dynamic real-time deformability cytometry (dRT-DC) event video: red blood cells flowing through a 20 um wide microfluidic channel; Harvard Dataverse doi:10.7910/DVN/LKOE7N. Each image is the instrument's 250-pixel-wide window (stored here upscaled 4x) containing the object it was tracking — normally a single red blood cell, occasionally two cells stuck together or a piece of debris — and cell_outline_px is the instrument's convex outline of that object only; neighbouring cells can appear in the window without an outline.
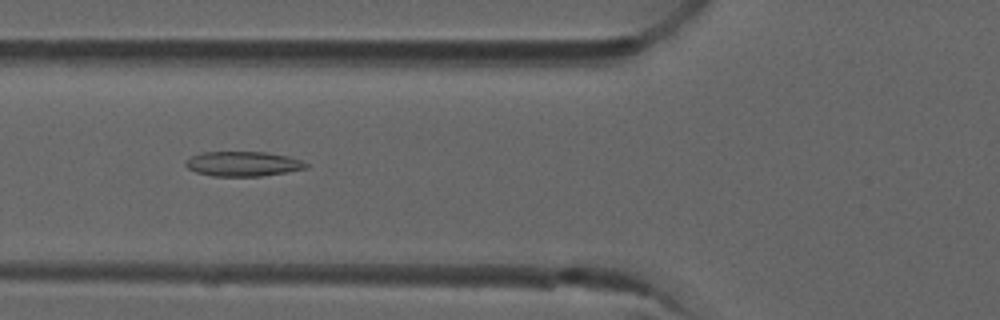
{"species": "common noctule bat (a hibernating species)", "species_latin": "Nyctalus noctula", "temperature_condition": "room temperature", "stored_images_in_passage": 8, "camera_frame_rate_fps": 3000, "um_per_image_px": 0.085, "animal": {"sex": "male", "forearm_length_mm": 52.5}, "frame": {"image": 1, "passage_image": 6, "time_ms": 1.667, "image_size_px": [1000, 320], "cell_outline_px": [[308, 168], [288, 172], [260, 176], [212, 176], [196, 172], [188, 168], [184, 164], [184, 160], [200, 152], [268, 152], [288, 156], [300, 160], [308, 164]], "centroid_in_image_um": [20.64, 13.92], "position_along_channel_um": 105.2, "area_um2": 17.51}}
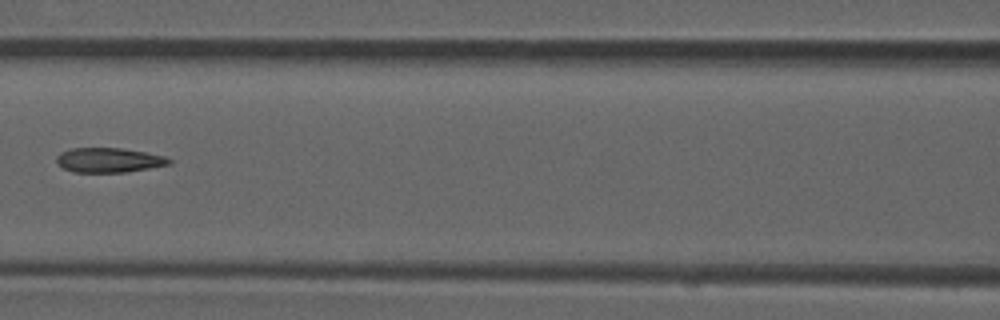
{"frame": {"image": 2, "passage_image": 7, "time_ms": 2.0, "image_size_px": [1000, 320], "cell_outline_px": [[172, 160], [168, 164], [148, 168], [124, 172], [72, 172], [56, 164], [56, 156], [60, 152], [72, 148], [120, 148], [144, 152], [164, 156]], "centroid_in_image_um": [9.18, 13.61], "position_along_channel_um": 157.4, "area_um2": 16.01}}
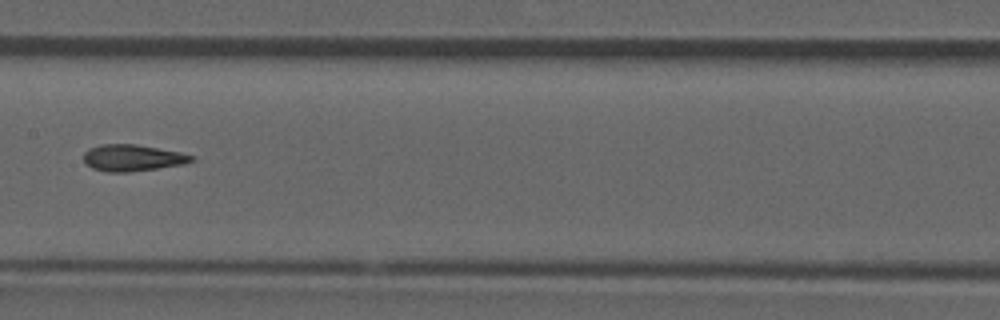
{"frame": {"image": 3, "passage_image": 8, "time_ms": 2.333, "image_size_px": [1000, 320], "cell_outline_px": [[196, 160], [180, 164], [156, 168], [128, 172], [108, 172], [92, 168], [84, 160], [84, 152], [88, 148], [100, 144], [136, 144], [180, 152], [196, 156]], "centroid_in_image_um": [11.26, 13.4], "position_along_channel_um": 196.1, "area_um2": 16.59}}